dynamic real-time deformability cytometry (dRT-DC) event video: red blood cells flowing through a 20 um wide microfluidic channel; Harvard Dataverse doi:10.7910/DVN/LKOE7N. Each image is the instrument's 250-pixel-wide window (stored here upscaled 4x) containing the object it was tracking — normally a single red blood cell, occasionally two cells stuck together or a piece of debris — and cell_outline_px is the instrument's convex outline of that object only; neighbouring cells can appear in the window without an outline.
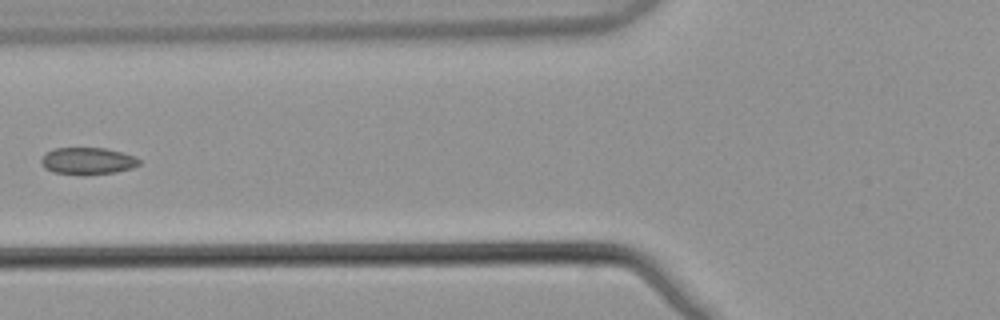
{"species": "common noctule bat (a hibernating species)", "species_latin": "Nyctalus noctula", "temperature_condition": "warm", "stored_images_in_passage": 7, "camera_frame_rate_fps": 3000, "um_per_image_px": 0.085, "animal": {"sex": "male", "body_mass_g": 21.5, "forearm_length_mm": 52.0}, "frame": {"image": 1, "passage_image": 6, "time_ms": 1.667, "image_size_px": [1000, 320], "cell_outline_px": [[140, 164], [132, 168], [116, 172], [84, 176], [52, 172], [44, 168], [40, 160], [48, 152], [56, 148], [104, 148], [136, 156], [140, 160]], "centroid_in_image_um": [7.46, 13.7], "position_along_channel_um": 118.3, "area_um2": 15.55}}
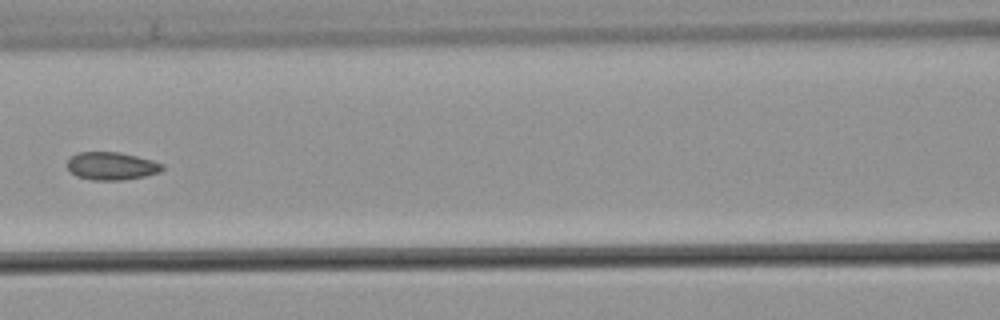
{"frame": {"image": 2, "passage_image": 7, "time_ms": 2.0, "image_size_px": [1000, 320], "cell_outline_px": [[164, 168], [160, 172], [144, 176], [124, 180], [92, 180], [76, 176], [68, 168], [68, 160], [76, 152], [120, 152], [152, 160], [164, 164]], "centroid_in_image_um": [9.5, 14.11], "position_along_channel_um": 157.1, "area_um2": 15.43}}